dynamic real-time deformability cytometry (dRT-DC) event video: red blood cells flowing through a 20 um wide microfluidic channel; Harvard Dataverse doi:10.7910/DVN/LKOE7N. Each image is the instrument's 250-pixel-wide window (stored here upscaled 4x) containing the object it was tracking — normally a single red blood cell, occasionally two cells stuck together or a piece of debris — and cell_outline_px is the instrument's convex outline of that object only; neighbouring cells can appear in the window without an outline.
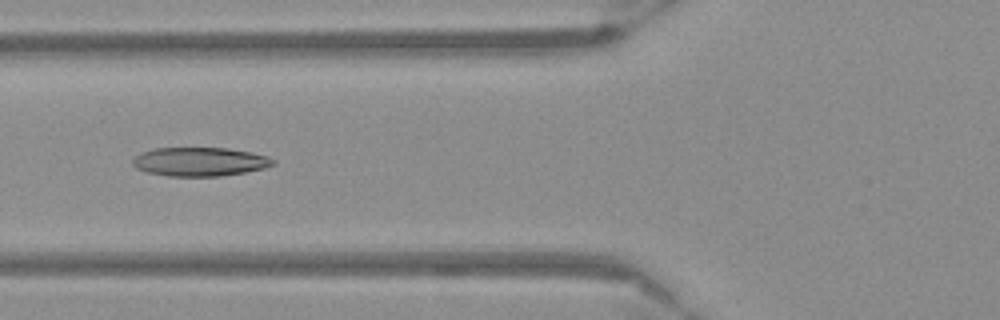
{"species": "Egyptian fruit bat (a non-hibernating species)", "species_latin": "Rousettus aegyptiacus", "temperature_condition": "warm", "stored_images_in_passage": 54, "camera_frame_rate_fps": 3000, "um_per_image_px": 0.085, "frame": {"image": 1, "passage_image": 20, "time_ms": 6.333, "image_size_px": [1000, 320], "cell_outline_px": [[276, 164], [264, 168], [244, 172], [220, 176], [168, 176], [148, 172], [136, 168], [132, 164], [132, 160], [140, 152], [152, 148], [228, 148], [252, 152], [268, 156], [276, 160]], "centroid_in_image_um": [16.99, 13.74], "position_along_channel_um": 108.8, "area_um2": 23.7}}
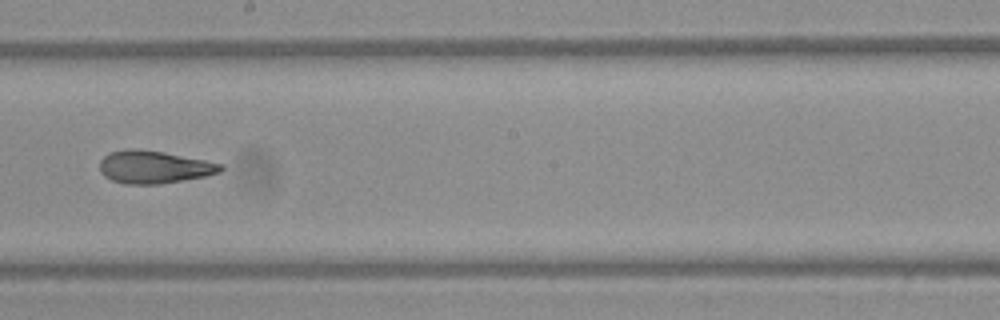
{"frame": {"image": 2, "passage_image": 30, "time_ms": 9.667, "image_size_px": [1000, 320], "cell_outline_px": [[224, 168], [220, 172], [204, 176], [184, 180], [160, 184], [124, 184], [112, 180], [104, 176], [100, 172], [100, 160], [108, 152], [124, 148], [136, 148], [164, 152], [224, 164]], "centroid_in_image_um": [13.06, 14.19], "position_along_channel_um": 235.1, "area_um2": 23.24}}
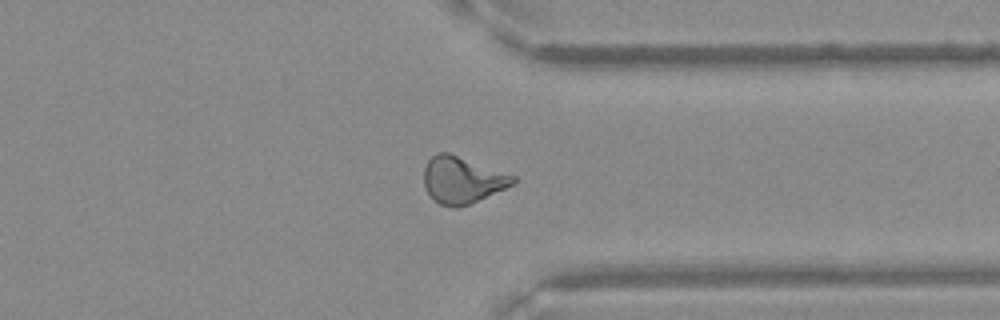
{"frame": {"image": 3, "passage_image": 41, "time_ms": 13.333, "image_size_px": [1000, 320], "cell_outline_px": [[520, 180], [504, 188], [460, 208], [452, 208], [440, 204], [428, 192], [424, 184], [424, 168], [428, 160], [436, 152], [448, 152], [516, 176]], "centroid_in_image_um": [39.28, 15.29], "position_along_channel_um": 372.1, "area_um2": 24.04}}